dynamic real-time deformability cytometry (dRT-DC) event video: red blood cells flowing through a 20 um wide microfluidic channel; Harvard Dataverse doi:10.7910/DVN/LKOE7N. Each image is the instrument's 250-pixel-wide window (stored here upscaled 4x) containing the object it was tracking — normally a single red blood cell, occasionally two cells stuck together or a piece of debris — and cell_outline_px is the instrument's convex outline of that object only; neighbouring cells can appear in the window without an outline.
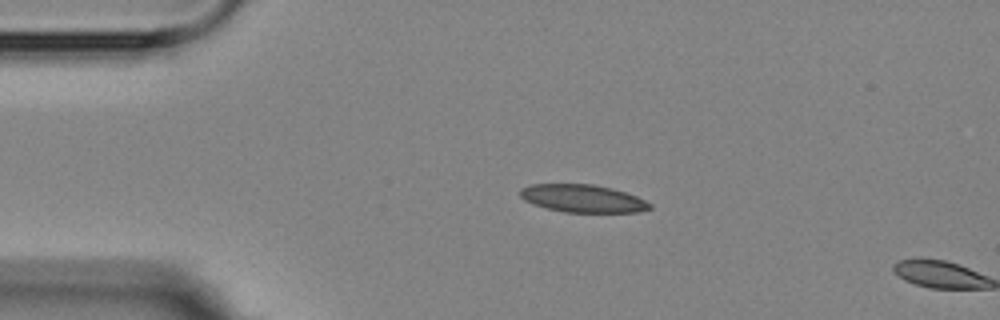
{"species": "Egyptian fruit bat (a non-hibernating species)", "species_latin": "Rousettus aegyptiacus", "temperature_condition": "room temperature", "stored_images_in_passage": 5, "camera_frame_rate_fps": 3000, "um_per_image_px": 0.085, "animal": {"sex": "female"}, "frame": {"image": 1, "passage_image": 4, "time_ms": 3.667, "image_size_px": [1000, 320], "cell_outline_px": [[652, 208], [636, 212], [564, 212], [548, 208], [524, 200], [520, 196], [520, 188], [528, 184], [592, 184], [612, 188], [636, 196], [652, 204]], "centroid_in_image_um": [49.52, 16.86], "position_along_channel_um": 35.5, "area_um2": 20.81}}